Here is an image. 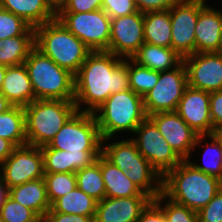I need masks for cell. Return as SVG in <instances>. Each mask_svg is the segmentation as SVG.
Instances as JSON below:
<instances>
[{"label": "cell", "mask_w": 222, "mask_h": 222, "mask_svg": "<svg viewBox=\"0 0 222 222\" xmlns=\"http://www.w3.org/2000/svg\"><path fill=\"white\" fill-rule=\"evenodd\" d=\"M74 103L93 113L110 95L130 89L126 60L107 51L91 52L74 76ZM87 106L81 110V106Z\"/></svg>", "instance_id": "1"}, {"label": "cell", "mask_w": 222, "mask_h": 222, "mask_svg": "<svg viewBox=\"0 0 222 222\" xmlns=\"http://www.w3.org/2000/svg\"><path fill=\"white\" fill-rule=\"evenodd\" d=\"M102 137L93 113L77 111L55 134L48 145L68 151L72 173L92 165L101 155Z\"/></svg>", "instance_id": "2"}, {"label": "cell", "mask_w": 222, "mask_h": 222, "mask_svg": "<svg viewBox=\"0 0 222 222\" xmlns=\"http://www.w3.org/2000/svg\"><path fill=\"white\" fill-rule=\"evenodd\" d=\"M222 188V180L208 175L183 160L162 179V193L175 203L198 212Z\"/></svg>", "instance_id": "3"}, {"label": "cell", "mask_w": 222, "mask_h": 222, "mask_svg": "<svg viewBox=\"0 0 222 222\" xmlns=\"http://www.w3.org/2000/svg\"><path fill=\"white\" fill-rule=\"evenodd\" d=\"M34 47L74 76L92 52L57 18L35 28Z\"/></svg>", "instance_id": "4"}, {"label": "cell", "mask_w": 222, "mask_h": 222, "mask_svg": "<svg viewBox=\"0 0 222 222\" xmlns=\"http://www.w3.org/2000/svg\"><path fill=\"white\" fill-rule=\"evenodd\" d=\"M93 114L104 143L117 132L128 131L134 134L147 118L143 97L131 89L110 95Z\"/></svg>", "instance_id": "5"}, {"label": "cell", "mask_w": 222, "mask_h": 222, "mask_svg": "<svg viewBox=\"0 0 222 222\" xmlns=\"http://www.w3.org/2000/svg\"><path fill=\"white\" fill-rule=\"evenodd\" d=\"M77 111L74 100L32 101L24 107L27 144L36 147L48 145Z\"/></svg>", "instance_id": "6"}, {"label": "cell", "mask_w": 222, "mask_h": 222, "mask_svg": "<svg viewBox=\"0 0 222 222\" xmlns=\"http://www.w3.org/2000/svg\"><path fill=\"white\" fill-rule=\"evenodd\" d=\"M24 65L32 83L35 100H74V75L58 66L35 47L30 51Z\"/></svg>", "instance_id": "7"}, {"label": "cell", "mask_w": 222, "mask_h": 222, "mask_svg": "<svg viewBox=\"0 0 222 222\" xmlns=\"http://www.w3.org/2000/svg\"><path fill=\"white\" fill-rule=\"evenodd\" d=\"M101 154L121 169L133 183L152 199L162 193L163 177L139 153L135 142L131 138L112 142L108 146L102 145Z\"/></svg>", "instance_id": "8"}, {"label": "cell", "mask_w": 222, "mask_h": 222, "mask_svg": "<svg viewBox=\"0 0 222 222\" xmlns=\"http://www.w3.org/2000/svg\"><path fill=\"white\" fill-rule=\"evenodd\" d=\"M56 18L92 52H109L111 18L103 9L92 12H56Z\"/></svg>", "instance_id": "9"}, {"label": "cell", "mask_w": 222, "mask_h": 222, "mask_svg": "<svg viewBox=\"0 0 222 222\" xmlns=\"http://www.w3.org/2000/svg\"><path fill=\"white\" fill-rule=\"evenodd\" d=\"M188 87L187 69L182 62L178 67L159 72L155 86L143 97L147 117L160 112H174Z\"/></svg>", "instance_id": "10"}, {"label": "cell", "mask_w": 222, "mask_h": 222, "mask_svg": "<svg viewBox=\"0 0 222 222\" xmlns=\"http://www.w3.org/2000/svg\"><path fill=\"white\" fill-rule=\"evenodd\" d=\"M135 133L138 137L131 139L135 142L139 153L162 177L183 161L148 117L136 128Z\"/></svg>", "instance_id": "11"}, {"label": "cell", "mask_w": 222, "mask_h": 222, "mask_svg": "<svg viewBox=\"0 0 222 222\" xmlns=\"http://www.w3.org/2000/svg\"><path fill=\"white\" fill-rule=\"evenodd\" d=\"M205 0H176L170 7L171 48L181 57L195 53V26Z\"/></svg>", "instance_id": "12"}, {"label": "cell", "mask_w": 222, "mask_h": 222, "mask_svg": "<svg viewBox=\"0 0 222 222\" xmlns=\"http://www.w3.org/2000/svg\"><path fill=\"white\" fill-rule=\"evenodd\" d=\"M0 167V175L8 188L43 178L45 173L41 147L28 144L16 147Z\"/></svg>", "instance_id": "13"}, {"label": "cell", "mask_w": 222, "mask_h": 222, "mask_svg": "<svg viewBox=\"0 0 222 222\" xmlns=\"http://www.w3.org/2000/svg\"><path fill=\"white\" fill-rule=\"evenodd\" d=\"M148 118L182 160H189L191 151L207 139V135H199L190 128L176 111L155 113Z\"/></svg>", "instance_id": "14"}, {"label": "cell", "mask_w": 222, "mask_h": 222, "mask_svg": "<svg viewBox=\"0 0 222 222\" xmlns=\"http://www.w3.org/2000/svg\"><path fill=\"white\" fill-rule=\"evenodd\" d=\"M144 13L140 11L111 19L109 52L132 58L144 44Z\"/></svg>", "instance_id": "15"}, {"label": "cell", "mask_w": 222, "mask_h": 222, "mask_svg": "<svg viewBox=\"0 0 222 222\" xmlns=\"http://www.w3.org/2000/svg\"><path fill=\"white\" fill-rule=\"evenodd\" d=\"M183 62L189 87L207 92L222 90V52L194 53Z\"/></svg>", "instance_id": "16"}, {"label": "cell", "mask_w": 222, "mask_h": 222, "mask_svg": "<svg viewBox=\"0 0 222 222\" xmlns=\"http://www.w3.org/2000/svg\"><path fill=\"white\" fill-rule=\"evenodd\" d=\"M210 92L187 87L176 113L199 135L213 134L210 117Z\"/></svg>", "instance_id": "17"}, {"label": "cell", "mask_w": 222, "mask_h": 222, "mask_svg": "<svg viewBox=\"0 0 222 222\" xmlns=\"http://www.w3.org/2000/svg\"><path fill=\"white\" fill-rule=\"evenodd\" d=\"M150 196L107 198L97 202L94 222H137Z\"/></svg>", "instance_id": "18"}, {"label": "cell", "mask_w": 222, "mask_h": 222, "mask_svg": "<svg viewBox=\"0 0 222 222\" xmlns=\"http://www.w3.org/2000/svg\"><path fill=\"white\" fill-rule=\"evenodd\" d=\"M222 11L205 5L195 26V53L221 52Z\"/></svg>", "instance_id": "19"}, {"label": "cell", "mask_w": 222, "mask_h": 222, "mask_svg": "<svg viewBox=\"0 0 222 222\" xmlns=\"http://www.w3.org/2000/svg\"><path fill=\"white\" fill-rule=\"evenodd\" d=\"M0 92L13 106L25 107L35 100V93L24 64L6 69Z\"/></svg>", "instance_id": "20"}, {"label": "cell", "mask_w": 222, "mask_h": 222, "mask_svg": "<svg viewBox=\"0 0 222 222\" xmlns=\"http://www.w3.org/2000/svg\"><path fill=\"white\" fill-rule=\"evenodd\" d=\"M0 6L32 28L56 19V6L50 0H0Z\"/></svg>", "instance_id": "21"}, {"label": "cell", "mask_w": 222, "mask_h": 222, "mask_svg": "<svg viewBox=\"0 0 222 222\" xmlns=\"http://www.w3.org/2000/svg\"><path fill=\"white\" fill-rule=\"evenodd\" d=\"M9 196L21 205L33 210L41 219L51 208L44 178L9 188Z\"/></svg>", "instance_id": "22"}, {"label": "cell", "mask_w": 222, "mask_h": 222, "mask_svg": "<svg viewBox=\"0 0 222 222\" xmlns=\"http://www.w3.org/2000/svg\"><path fill=\"white\" fill-rule=\"evenodd\" d=\"M141 66L155 71H168L178 67L183 62L175 50L144 43L131 58Z\"/></svg>", "instance_id": "23"}, {"label": "cell", "mask_w": 222, "mask_h": 222, "mask_svg": "<svg viewBox=\"0 0 222 222\" xmlns=\"http://www.w3.org/2000/svg\"><path fill=\"white\" fill-rule=\"evenodd\" d=\"M101 174L107 198L148 196L124 172L101 154Z\"/></svg>", "instance_id": "24"}, {"label": "cell", "mask_w": 222, "mask_h": 222, "mask_svg": "<svg viewBox=\"0 0 222 222\" xmlns=\"http://www.w3.org/2000/svg\"><path fill=\"white\" fill-rule=\"evenodd\" d=\"M170 8L144 13V42L171 48Z\"/></svg>", "instance_id": "25"}, {"label": "cell", "mask_w": 222, "mask_h": 222, "mask_svg": "<svg viewBox=\"0 0 222 222\" xmlns=\"http://www.w3.org/2000/svg\"><path fill=\"white\" fill-rule=\"evenodd\" d=\"M35 45V35H20L0 40V65L24 64Z\"/></svg>", "instance_id": "26"}, {"label": "cell", "mask_w": 222, "mask_h": 222, "mask_svg": "<svg viewBox=\"0 0 222 222\" xmlns=\"http://www.w3.org/2000/svg\"><path fill=\"white\" fill-rule=\"evenodd\" d=\"M97 200L81 191L78 187L58 198L51 208L55 212L95 216Z\"/></svg>", "instance_id": "27"}, {"label": "cell", "mask_w": 222, "mask_h": 222, "mask_svg": "<svg viewBox=\"0 0 222 222\" xmlns=\"http://www.w3.org/2000/svg\"><path fill=\"white\" fill-rule=\"evenodd\" d=\"M0 137L11 141L16 147L27 144L24 107L12 106L0 114Z\"/></svg>", "instance_id": "28"}, {"label": "cell", "mask_w": 222, "mask_h": 222, "mask_svg": "<svg viewBox=\"0 0 222 222\" xmlns=\"http://www.w3.org/2000/svg\"><path fill=\"white\" fill-rule=\"evenodd\" d=\"M75 174L77 187L81 191L97 201H101L105 198V183L101 174V155L92 165L77 170Z\"/></svg>", "instance_id": "29"}, {"label": "cell", "mask_w": 222, "mask_h": 222, "mask_svg": "<svg viewBox=\"0 0 222 222\" xmlns=\"http://www.w3.org/2000/svg\"><path fill=\"white\" fill-rule=\"evenodd\" d=\"M127 69L130 89L144 97L157 83L159 71L151 70L127 58Z\"/></svg>", "instance_id": "30"}, {"label": "cell", "mask_w": 222, "mask_h": 222, "mask_svg": "<svg viewBox=\"0 0 222 222\" xmlns=\"http://www.w3.org/2000/svg\"><path fill=\"white\" fill-rule=\"evenodd\" d=\"M43 178L45 180L47 196L51 205L58 198L64 196L77 187L75 173H45Z\"/></svg>", "instance_id": "31"}, {"label": "cell", "mask_w": 222, "mask_h": 222, "mask_svg": "<svg viewBox=\"0 0 222 222\" xmlns=\"http://www.w3.org/2000/svg\"><path fill=\"white\" fill-rule=\"evenodd\" d=\"M207 138L211 139V143L206 145L207 149L202 156L203 159L205 158L204 166L202 164H194V162L191 163L189 160L187 161L197 170L222 180V145L214 134L207 135Z\"/></svg>", "instance_id": "32"}, {"label": "cell", "mask_w": 222, "mask_h": 222, "mask_svg": "<svg viewBox=\"0 0 222 222\" xmlns=\"http://www.w3.org/2000/svg\"><path fill=\"white\" fill-rule=\"evenodd\" d=\"M20 35H35V28L0 6V40Z\"/></svg>", "instance_id": "33"}, {"label": "cell", "mask_w": 222, "mask_h": 222, "mask_svg": "<svg viewBox=\"0 0 222 222\" xmlns=\"http://www.w3.org/2000/svg\"><path fill=\"white\" fill-rule=\"evenodd\" d=\"M168 199L163 193H160L156 198L152 199L163 211L167 222H199L197 212L190 208L175 203L168 199L165 205L163 200Z\"/></svg>", "instance_id": "34"}, {"label": "cell", "mask_w": 222, "mask_h": 222, "mask_svg": "<svg viewBox=\"0 0 222 222\" xmlns=\"http://www.w3.org/2000/svg\"><path fill=\"white\" fill-rule=\"evenodd\" d=\"M41 218L30 208L13 200L10 196L0 209L2 222H38Z\"/></svg>", "instance_id": "35"}, {"label": "cell", "mask_w": 222, "mask_h": 222, "mask_svg": "<svg viewBox=\"0 0 222 222\" xmlns=\"http://www.w3.org/2000/svg\"><path fill=\"white\" fill-rule=\"evenodd\" d=\"M44 158V173H72L68 151L54 148H41Z\"/></svg>", "instance_id": "36"}, {"label": "cell", "mask_w": 222, "mask_h": 222, "mask_svg": "<svg viewBox=\"0 0 222 222\" xmlns=\"http://www.w3.org/2000/svg\"><path fill=\"white\" fill-rule=\"evenodd\" d=\"M102 9L111 19L138 12L134 0H103Z\"/></svg>", "instance_id": "37"}, {"label": "cell", "mask_w": 222, "mask_h": 222, "mask_svg": "<svg viewBox=\"0 0 222 222\" xmlns=\"http://www.w3.org/2000/svg\"><path fill=\"white\" fill-rule=\"evenodd\" d=\"M197 215L199 222H222V188Z\"/></svg>", "instance_id": "38"}, {"label": "cell", "mask_w": 222, "mask_h": 222, "mask_svg": "<svg viewBox=\"0 0 222 222\" xmlns=\"http://www.w3.org/2000/svg\"><path fill=\"white\" fill-rule=\"evenodd\" d=\"M103 0H62L56 7V12H92L102 9Z\"/></svg>", "instance_id": "39"}, {"label": "cell", "mask_w": 222, "mask_h": 222, "mask_svg": "<svg viewBox=\"0 0 222 222\" xmlns=\"http://www.w3.org/2000/svg\"><path fill=\"white\" fill-rule=\"evenodd\" d=\"M209 106L214 133L222 130V90L210 92Z\"/></svg>", "instance_id": "40"}, {"label": "cell", "mask_w": 222, "mask_h": 222, "mask_svg": "<svg viewBox=\"0 0 222 222\" xmlns=\"http://www.w3.org/2000/svg\"><path fill=\"white\" fill-rule=\"evenodd\" d=\"M43 219L46 222H94V216L60 213L55 212L52 208L49 209Z\"/></svg>", "instance_id": "41"}, {"label": "cell", "mask_w": 222, "mask_h": 222, "mask_svg": "<svg viewBox=\"0 0 222 222\" xmlns=\"http://www.w3.org/2000/svg\"><path fill=\"white\" fill-rule=\"evenodd\" d=\"M137 222H167L162 209L151 200L141 211Z\"/></svg>", "instance_id": "42"}, {"label": "cell", "mask_w": 222, "mask_h": 222, "mask_svg": "<svg viewBox=\"0 0 222 222\" xmlns=\"http://www.w3.org/2000/svg\"><path fill=\"white\" fill-rule=\"evenodd\" d=\"M141 13L169 9L176 0H134Z\"/></svg>", "instance_id": "43"}, {"label": "cell", "mask_w": 222, "mask_h": 222, "mask_svg": "<svg viewBox=\"0 0 222 222\" xmlns=\"http://www.w3.org/2000/svg\"><path fill=\"white\" fill-rule=\"evenodd\" d=\"M15 148L16 146L11 141L0 137V166Z\"/></svg>", "instance_id": "44"}, {"label": "cell", "mask_w": 222, "mask_h": 222, "mask_svg": "<svg viewBox=\"0 0 222 222\" xmlns=\"http://www.w3.org/2000/svg\"><path fill=\"white\" fill-rule=\"evenodd\" d=\"M9 196V188L0 175V209Z\"/></svg>", "instance_id": "45"}, {"label": "cell", "mask_w": 222, "mask_h": 222, "mask_svg": "<svg viewBox=\"0 0 222 222\" xmlns=\"http://www.w3.org/2000/svg\"><path fill=\"white\" fill-rule=\"evenodd\" d=\"M13 105L6 99V97L0 92V114L6 112Z\"/></svg>", "instance_id": "46"}, {"label": "cell", "mask_w": 222, "mask_h": 222, "mask_svg": "<svg viewBox=\"0 0 222 222\" xmlns=\"http://www.w3.org/2000/svg\"><path fill=\"white\" fill-rule=\"evenodd\" d=\"M6 69H7V66L0 65V89L2 87V83L4 80L5 73H6Z\"/></svg>", "instance_id": "47"}, {"label": "cell", "mask_w": 222, "mask_h": 222, "mask_svg": "<svg viewBox=\"0 0 222 222\" xmlns=\"http://www.w3.org/2000/svg\"><path fill=\"white\" fill-rule=\"evenodd\" d=\"M213 134L219 139L222 145V130L215 131Z\"/></svg>", "instance_id": "48"}, {"label": "cell", "mask_w": 222, "mask_h": 222, "mask_svg": "<svg viewBox=\"0 0 222 222\" xmlns=\"http://www.w3.org/2000/svg\"><path fill=\"white\" fill-rule=\"evenodd\" d=\"M50 1L57 7L62 0H50Z\"/></svg>", "instance_id": "49"}, {"label": "cell", "mask_w": 222, "mask_h": 222, "mask_svg": "<svg viewBox=\"0 0 222 222\" xmlns=\"http://www.w3.org/2000/svg\"><path fill=\"white\" fill-rule=\"evenodd\" d=\"M38 222H46L44 219H40Z\"/></svg>", "instance_id": "50"}]
</instances>
